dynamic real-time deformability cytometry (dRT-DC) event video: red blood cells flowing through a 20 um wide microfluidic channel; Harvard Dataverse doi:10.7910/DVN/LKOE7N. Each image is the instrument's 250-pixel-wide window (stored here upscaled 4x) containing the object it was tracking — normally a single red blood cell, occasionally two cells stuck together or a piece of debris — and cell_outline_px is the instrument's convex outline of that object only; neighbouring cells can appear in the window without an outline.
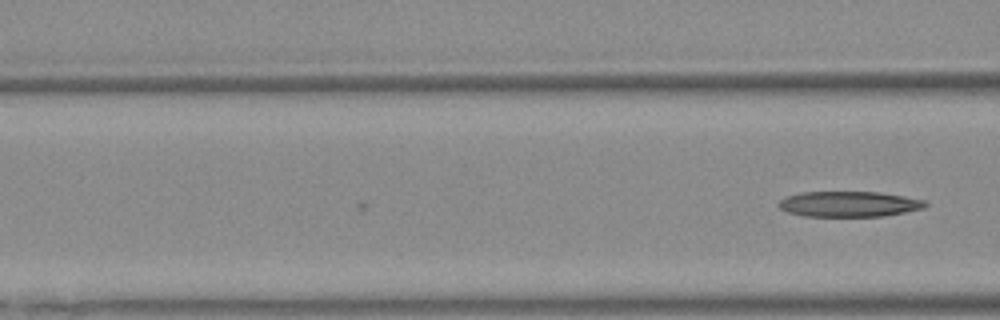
{"species": "Egyptian fruit bat (a non-hibernating species)", "species_latin": "Rousettus aegyptiacus", "temperature_condition": "warm", "stored_images_in_passage": 19, "camera_frame_rate_fps": 3000, "um_per_image_px": 0.085, "animal": {"sex": "female"}, "frame": {"image": 1, "passage_image": 19, "time_ms": 6.0, "image_size_px": [1000, 320], "cell_outline_px": [[928, 204], [924, 208], [884, 216], [804, 216], [788, 212], [780, 208], [776, 204], [784, 196], [800, 192], [880, 192], [904, 196], [924, 200]], "centroid_in_image_um": [72.13, 17.34], "position_along_channel_um": 94.5, "area_um2": 21.85}}